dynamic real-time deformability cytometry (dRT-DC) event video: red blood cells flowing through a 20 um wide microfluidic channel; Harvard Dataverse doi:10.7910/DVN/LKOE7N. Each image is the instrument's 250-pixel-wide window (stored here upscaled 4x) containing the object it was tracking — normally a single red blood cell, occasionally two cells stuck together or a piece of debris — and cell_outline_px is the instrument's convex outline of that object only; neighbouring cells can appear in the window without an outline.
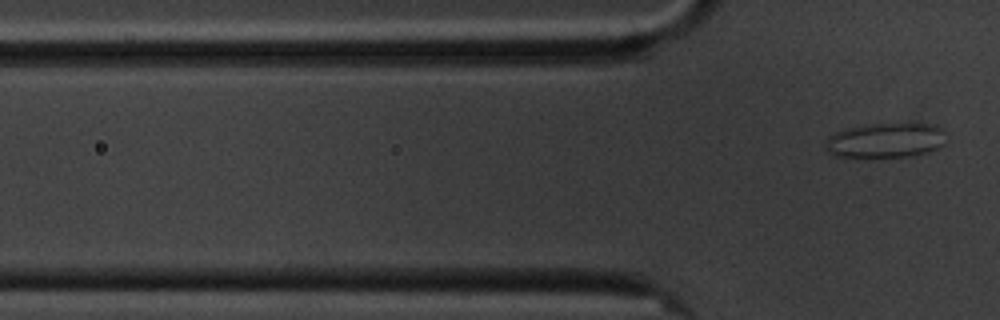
{"species": "common noctule bat (a hibernating species)", "species_latin": "Nyctalus noctula", "temperature_condition": "cold", "stored_images_in_passage": 5, "camera_frame_rate_fps": 3000, "um_per_image_px": 0.085, "animal": {"sex": "male", "body_mass_g": 20.1, "forearm_length_mm": 53.5}, "frame": {"image": 1, "passage_image": 5, "time_ms": 5.333, "image_size_px": [1000, 320], "cell_outline_px": [[944, 144], [940, 148], [928, 152], [912, 156], [836, 156], [828, 152], [824, 148], [824, 144], [828, 136], [836, 132], [848, 128], [876, 124], [928, 124], [940, 128], [944, 132]], "centroid_in_image_um": [75.26, 11.94], "position_along_channel_um": 50.5, "area_um2": 24.1}}